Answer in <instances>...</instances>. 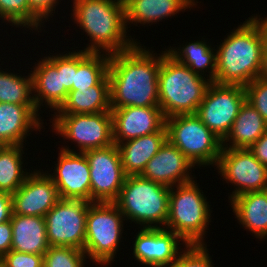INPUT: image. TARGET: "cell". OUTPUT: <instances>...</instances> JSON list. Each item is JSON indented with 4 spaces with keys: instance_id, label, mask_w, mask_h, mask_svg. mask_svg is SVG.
<instances>
[{
    "instance_id": "25",
    "label": "cell",
    "mask_w": 267,
    "mask_h": 267,
    "mask_svg": "<svg viewBox=\"0 0 267 267\" xmlns=\"http://www.w3.org/2000/svg\"><path fill=\"white\" fill-rule=\"evenodd\" d=\"M111 112L110 82L106 74L89 89L71 90L65 102L54 114H96Z\"/></svg>"
},
{
    "instance_id": "3",
    "label": "cell",
    "mask_w": 267,
    "mask_h": 267,
    "mask_svg": "<svg viewBox=\"0 0 267 267\" xmlns=\"http://www.w3.org/2000/svg\"><path fill=\"white\" fill-rule=\"evenodd\" d=\"M72 22L90 41L83 51L113 55L132 48L138 39L128 35L124 4L117 0H73Z\"/></svg>"
},
{
    "instance_id": "32",
    "label": "cell",
    "mask_w": 267,
    "mask_h": 267,
    "mask_svg": "<svg viewBox=\"0 0 267 267\" xmlns=\"http://www.w3.org/2000/svg\"><path fill=\"white\" fill-rule=\"evenodd\" d=\"M0 20L29 31V1L28 0H0Z\"/></svg>"
},
{
    "instance_id": "36",
    "label": "cell",
    "mask_w": 267,
    "mask_h": 267,
    "mask_svg": "<svg viewBox=\"0 0 267 267\" xmlns=\"http://www.w3.org/2000/svg\"><path fill=\"white\" fill-rule=\"evenodd\" d=\"M246 101L267 122V79L258 77L245 87Z\"/></svg>"
},
{
    "instance_id": "12",
    "label": "cell",
    "mask_w": 267,
    "mask_h": 267,
    "mask_svg": "<svg viewBox=\"0 0 267 267\" xmlns=\"http://www.w3.org/2000/svg\"><path fill=\"white\" fill-rule=\"evenodd\" d=\"M246 100L243 86L211 82L196 115L221 140L229 133L240 107Z\"/></svg>"
},
{
    "instance_id": "17",
    "label": "cell",
    "mask_w": 267,
    "mask_h": 267,
    "mask_svg": "<svg viewBox=\"0 0 267 267\" xmlns=\"http://www.w3.org/2000/svg\"><path fill=\"white\" fill-rule=\"evenodd\" d=\"M113 142L120 144L130 139L166 131L165 116L159 106L111 108Z\"/></svg>"
},
{
    "instance_id": "40",
    "label": "cell",
    "mask_w": 267,
    "mask_h": 267,
    "mask_svg": "<svg viewBox=\"0 0 267 267\" xmlns=\"http://www.w3.org/2000/svg\"><path fill=\"white\" fill-rule=\"evenodd\" d=\"M13 214L12 197L7 192H0V223L11 220Z\"/></svg>"
},
{
    "instance_id": "8",
    "label": "cell",
    "mask_w": 267,
    "mask_h": 267,
    "mask_svg": "<svg viewBox=\"0 0 267 267\" xmlns=\"http://www.w3.org/2000/svg\"><path fill=\"white\" fill-rule=\"evenodd\" d=\"M167 140L177 147L194 166H216L222 140L196 114H181L165 120Z\"/></svg>"
},
{
    "instance_id": "6",
    "label": "cell",
    "mask_w": 267,
    "mask_h": 267,
    "mask_svg": "<svg viewBox=\"0 0 267 267\" xmlns=\"http://www.w3.org/2000/svg\"><path fill=\"white\" fill-rule=\"evenodd\" d=\"M199 187L197 180H192L170 189L165 229L176 233L188 245L206 244L204 238L212 219L211 205Z\"/></svg>"
},
{
    "instance_id": "27",
    "label": "cell",
    "mask_w": 267,
    "mask_h": 267,
    "mask_svg": "<svg viewBox=\"0 0 267 267\" xmlns=\"http://www.w3.org/2000/svg\"><path fill=\"white\" fill-rule=\"evenodd\" d=\"M267 130V122L246 100L240 107L237 117L222 147L250 148ZM229 142V143H228Z\"/></svg>"
},
{
    "instance_id": "41",
    "label": "cell",
    "mask_w": 267,
    "mask_h": 267,
    "mask_svg": "<svg viewBox=\"0 0 267 267\" xmlns=\"http://www.w3.org/2000/svg\"><path fill=\"white\" fill-rule=\"evenodd\" d=\"M260 77L267 79V17H265V43H264L263 63H262Z\"/></svg>"
},
{
    "instance_id": "24",
    "label": "cell",
    "mask_w": 267,
    "mask_h": 267,
    "mask_svg": "<svg viewBox=\"0 0 267 267\" xmlns=\"http://www.w3.org/2000/svg\"><path fill=\"white\" fill-rule=\"evenodd\" d=\"M10 221L11 250L43 255L49 249L45 217L12 214Z\"/></svg>"
},
{
    "instance_id": "30",
    "label": "cell",
    "mask_w": 267,
    "mask_h": 267,
    "mask_svg": "<svg viewBox=\"0 0 267 267\" xmlns=\"http://www.w3.org/2000/svg\"><path fill=\"white\" fill-rule=\"evenodd\" d=\"M4 70L0 68V103L35 104L31 73L22 76V74Z\"/></svg>"
},
{
    "instance_id": "7",
    "label": "cell",
    "mask_w": 267,
    "mask_h": 267,
    "mask_svg": "<svg viewBox=\"0 0 267 267\" xmlns=\"http://www.w3.org/2000/svg\"><path fill=\"white\" fill-rule=\"evenodd\" d=\"M124 215L114 202H93L86 217L84 252L96 266H111L123 239Z\"/></svg>"
},
{
    "instance_id": "1",
    "label": "cell",
    "mask_w": 267,
    "mask_h": 267,
    "mask_svg": "<svg viewBox=\"0 0 267 267\" xmlns=\"http://www.w3.org/2000/svg\"><path fill=\"white\" fill-rule=\"evenodd\" d=\"M110 55L108 78L111 108L159 106L161 52L141 46Z\"/></svg>"
},
{
    "instance_id": "28",
    "label": "cell",
    "mask_w": 267,
    "mask_h": 267,
    "mask_svg": "<svg viewBox=\"0 0 267 267\" xmlns=\"http://www.w3.org/2000/svg\"><path fill=\"white\" fill-rule=\"evenodd\" d=\"M23 148V145L0 146V192L15 193L31 173L25 168Z\"/></svg>"
},
{
    "instance_id": "38",
    "label": "cell",
    "mask_w": 267,
    "mask_h": 267,
    "mask_svg": "<svg viewBox=\"0 0 267 267\" xmlns=\"http://www.w3.org/2000/svg\"><path fill=\"white\" fill-rule=\"evenodd\" d=\"M12 237L11 221L0 223V259L11 250Z\"/></svg>"
},
{
    "instance_id": "9",
    "label": "cell",
    "mask_w": 267,
    "mask_h": 267,
    "mask_svg": "<svg viewBox=\"0 0 267 267\" xmlns=\"http://www.w3.org/2000/svg\"><path fill=\"white\" fill-rule=\"evenodd\" d=\"M52 132L73 142L77 151L62 145L61 149L70 152H85L111 146L113 142L112 114L101 112L96 114H51Z\"/></svg>"
},
{
    "instance_id": "26",
    "label": "cell",
    "mask_w": 267,
    "mask_h": 267,
    "mask_svg": "<svg viewBox=\"0 0 267 267\" xmlns=\"http://www.w3.org/2000/svg\"><path fill=\"white\" fill-rule=\"evenodd\" d=\"M179 47H168L166 52L177 62L189 67L195 74L207 77L210 82H215L216 76V49L205 38L197 41L185 42ZM206 72L208 74H206Z\"/></svg>"
},
{
    "instance_id": "31",
    "label": "cell",
    "mask_w": 267,
    "mask_h": 267,
    "mask_svg": "<svg viewBox=\"0 0 267 267\" xmlns=\"http://www.w3.org/2000/svg\"><path fill=\"white\" fill-rule=\"evenodd\" d=\"M84 250L70 246H50L43 254V267H85Z\"/></svg>"
},
{
    "instance_id": "21",
    "label": "cell",
    "mask_w": 267,
    "mask_h": 267,
    "mask_svg": "<svg viewBox=\"0 0 267 267\" xmlns=\"http://www.w3.org/2000/svg\"><path fill=\"white\" fill-rule=\"evenodd\" d=\"M197 3L201 2L197 0H128L124 3L127 30L132 24L135 26L139 23L142 26L147 24L146 27L148 24L149 26L157 24L188 8L189 10L194 6L196 8Z\"/></svg>"
},
{
    "instance_id": "13",
    "label": "cell",
    "mask_w": 267,
    "mask_h": 267,
    "mask_svg": "<svg viewBox=\"0 0 267 267\" xmlns=\"http://www.w3.org/2000/svg\"><path fill=\"white\" fill-rule=\"evenodd\" d=\"M83 153L90 167V202H115L126 177L118 146L112 144Z\"/></svg>"
},
{
    "instance_id": "37",
    "label": "cell",
    "mask_w": 267,
    "mask_h": 267,
    "mask_svg": "<svg viewBox=\"0 0 267 267\" xmlns=\"http://www.w3.org/2000/svg\"><path fill=\"white\" fill-rule=\"evenodd\" d=\"M3 267H43V255L10 250L1 259Z\"/></svg>"
},
{
    "instance_id": "42",
    "label": "cell",
    "mask_w": 267,
    "mask_h": 267,
    "mask_svg": "<svg viewBox=\"0 0 267 267\" xmlns=\"http://www.w3.org/2000/svg\"><path fill=\"white\" fill-rule=\"evenodd\" d=\"M117 1H119V2H121V3H125V2H127L128 0H117Z\"/></svg>"
},
{
    "instance_id": "18",
    "label": "cell",
    "mask_w": 267,
    "mask_h": 267,
    "mask_svg": "<svg viewBox=\"0 0 267 267\" xmlns=\"http://www.w3.org/2000/svg\"><path fill=\"white\" fill-rule=\"evenodd\" d=\"M191 161L168 140L157 154L147 163L141 176L168 187H174L194 180ZM194 176V177H193Z\"/></svg>"
},
{
    "instance_id": "20",
    "label": "cell",
    "mask_w": 267,
    "mask_h": 267,
    "mask_svg": "<svg viewBox=\"0 0 267 267\" xmlns=\"http://www.w3.org/2000/svg\"><path fill=\"white\" fill-rule=\"evenodd\" d=\"M34 64L30 73L36 108L40 112L39 110L46 105V108H50L49 111L55 113L65 102L69 93L62 85L61 70H58L46 56Z\"/></svg>"
},
{
    "instance_id": "14",
    "label": "cell",
    "mask_w": 267,
    "mask_h": 267,
    "mask_svg": "<svg viewBox=\"0 0 267 267\" xmlns=\"http://www.w3.org/2000/svg\"><path fill=\"white\" fill-rule=\"evenodd\" d=\"M135 236L132 254L135 261L145 267H170L183 251L181 245H188L165 228H141Z\"/></svg>"
},
{
    "instance_id": "4",
    "label": "cell",
    "mask_w": 267,
    "mask_h": 267,
    "mask_svg": "<svg viewBox=\"0 0 267 267\" xmlns=\"http://www.w3.org/2000/svg\"><path fill=\"white\" fill-rule=\"evenodd\" d=\"M207 78L195 74L165 51L161 52L158 72L159 107L165 118L196 114L208 85Z\"/></svg>"
},
{
    "instance_id": "11",
    "label": "cell",
    "mask_w": 267,
    "mask_h": 267,
    "mask_svg": "<svg viewBox=\"0 0 267 267\" xmlns=\"http://www.w3.org/2000/svg\"><path fill=\"white\" fill-rule=\"evenodd\" d=\"M90 204L82 199H59L45 215L49 246H70L84 250Z\"/></svg>"
},
{
    "instance_id": "35",
    "label": "cell",
    "mask_w": 267,
    "mask_h": 267,
    "mask_svg": "<svg viewBox=\"0 0 267 267\" xmlns=\"http://www.w3.org/2000/svg\"><path fill=\"white\" fill-rule=\"evenodd\" d=\"M65 51L63 53H51L46 57L57 67L58 70H61V79L62 85L65 89L70 92L73 86L75 73L77 71V50ZM57 54V55H56Z\"/></svg>"
},
{
    "instance_id": "39",
    "label": "cell",
    "mask_w": 267,
    "mask_h": 267,
    "mask_svg": "<svg viewBox=\"0 0 267 267\" xmlns=\"http://www.w3.org/2000/svg\"><path fill=\"white\" fill-rule=\"evenodd\" d=\"M256 159L267 167V130L266 132L248 148Z\"/></svg>"
},
{
    "instance_id": "29",
    "label": "cell",
    "mask_w": 267,
    "mask_h": 267,
    "mask_svg": "<svg viewBox=\"0 0 267 267\" xmlns=\"http://www.w3.org/2000/svg\"><path fill=\"white\" fill-rule=\"evenodd\" d=\"M110 55L77 50V71L71 90L89 89L108 72Z\"/></svg>"
},
{
    "instance_id": "16",
    "label": "cell",
    "mask_w": 267,
    "mask_h": 267,
    "mask_svg": "<svg viewBox=\"0 0 267 267\" xmlns=\"http://www.w3.org/2000/svg\"><path fill=\"white\" fill-rule=\"evenodd\" d=\"M32 170L22 186L11 194L13 214L45 217L60 197L46 172L37 168Z\"/></svg>"
},
{
    "instance_id": "33",
    "label": "cell",
    "mask_w": 267,
    "mask_h": 267,
    "mask_svg": "<svg viewBox=\"0 0 267 267\" xmlns=\"http://www.w3.org/2000/svg\"><path fill=\"white\" fill-rule=\"evenodd\" d=\"M170 267H214L207 244L187 245Z\"/></svg>"
},
{
    "instance_id": "22",
    "label": "cell",
    "mask_w": 267,
    "mask_h": 267,
    "mask_svg": "<svg viewBox=\"0 0 267 267\" xmlns=\"http://www.w3.org/2000/svg\"><path fill=\"white\" fill-rule=\"evenodd\" d=\"M229 202L238 223L260 241H265L267 239V190L243 193Z\"/></svg>"
},
{
    "instance_id": "19",
    "label": "cell",
    "mask_w": 267,
    "mask_h": 267,
    "mask_svg": "<svg viewBox=\"0 0 267 267\" xmlns=\"http://www.w3.org/2000/svg\"><path fill=\"white\" fill-rule=\"evenodd\" d=\"M40 114L35 104L0 103V146H24L32 131L43 129Z\"/></svg>"
},
{
    "instance_id": "15",
    "label": "cell",
    "mask_w": 267,
    "mask_h": 267,
    "mask_svg": "<svg viewBox=\"0 0 267 267\" xmlns=\"http://www.w3.org/2000/svg\"><path fill=\"white\" fill-rule=\"evenodd\" d=\"M53 173L47 175L55 183L61 199H82L90 202V167L84 153L58 151Z\"/></svg>"
},
{
    "instance_id": "23",
    "label": "cell",
    "mask_w": 267,
    "mask_h": 267,
    "mask_svg": "<svg viewBox=\"0 0 267 267\" xmlns=\"http://www.w3.org/2000/svg\"><path fill=\"white\" fill-rule=\"evenodd\" d=\"M166 140L167 132L158 131L117 144L125 175H141Z\"/></svg>"
},
{
    "instance_id": "5",
    "label": "cell",
    "mask_w": 267,
    "mask_h": 267,
    "mask_svg": "<svg viewBox=\"0 0 267 267\" xmlns=\"http://www.w3.org/2000/svg\"><path fill=\"white\" fill-rule=\"evenodd\" d=\"M170 189L141 175L126 176L114 203L125 220L140 225L138 228H165L169 215Z\"/></svg>"
},
{
    "instance_id": "34",
    "label": "cell",
    "mask_w": 267,
    "mask_h": 267,
    "mask_svg": "<svg viewBox=\"0 0 267 267\" xmlns=\"http://www.w3.org/2000/svg\"><path fill=\"white\" fill-rule=\"evenodd\" d=\"M29 1V30L41 32L49 17H53L61 0H28ZM52 15V16H51ZM45 20V21H44ZM34 30V31H33ZM40 30V31H39Z\"/></svg>"
},
{
    "instance_id": "2",
    "label": "cell",
    "mask_w": 267,
    "mask_h": 267,
    "mask_svg": "<svg viewBox=\"0 0 267 267\" xmlns=\"http://www.w3.org/2000/svg\"><path fill=\"white\" fill-rule=\"evenodd\" d=\"M253 15V16H252ZM216 45L215 83L245 87L260 77L264 43L265 18L252 14Z\"/></svg>"
},
{
    "instance_id": "10",
    "label": "cell",
    "mask_w": 267,
    "mask_h": 267,
    "mask_svg": "<svg viewBox=\"0 0 267 267\" xmlns=\"http://www.w3.org/2000/svg\"><path fill=\"white\" fill-rule=\"evenodd\" d=\"M215 167L222 181L234 185L229 200L243 193L267 190V167L247 148L222 147Z\"/></svg>"
}]
</instances>
